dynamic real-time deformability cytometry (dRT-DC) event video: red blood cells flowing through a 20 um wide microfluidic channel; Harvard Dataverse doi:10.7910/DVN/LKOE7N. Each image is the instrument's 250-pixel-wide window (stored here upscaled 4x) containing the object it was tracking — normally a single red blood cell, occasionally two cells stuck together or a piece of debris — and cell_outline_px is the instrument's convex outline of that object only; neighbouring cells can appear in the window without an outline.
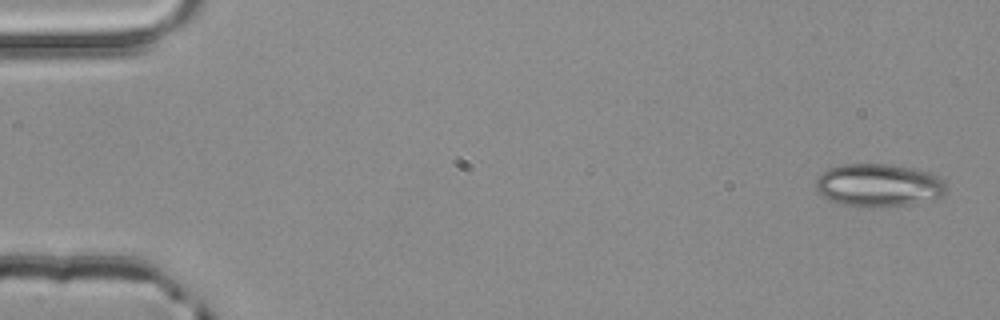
{"species": "common noctule bat (a hibernating species)", "species_latin": "Nyctalus noctula", "temperature_condition": "room temperature", "stored_images_in_passage": 5, "camera_frame_rate_fps": 3000, "um_per_image_px": 0.085, "animal": {"sex": "male", "body_mass_g": 20.4}, "frame": {"image": 1, "passage_image": 1, "time_ms": 0.0, "image_size_px": [1000, 320], "cell_outline_px": [[948, 188], [944, 196], [908, 204], [872, 208], [844, 204], [828, 200], [816, 192], [816, 180], [828, 168], [840, 164], [888, 164], [912, 168], [928, 172], [940, 176], [944, 180]], "centroid_in_image_um": [74.69, 15.74], "position_along_channel_um": 10.3, "area_um2": 32.83}}
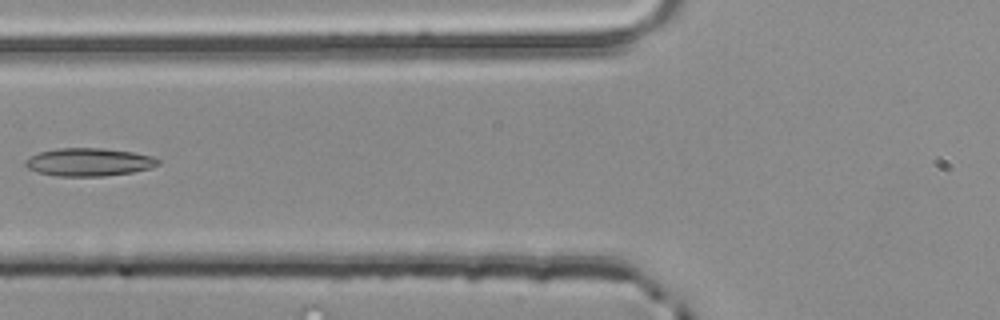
{"frame": {"image": 2, "passage_image": 5, "time_ms": 1.333, "image_size_px": [1000, 320], "cell_outline_px": [[160, 164], [152, 168], [132, 172], [104, 176], [60, 176], [36, 172], [28, 168], [24, 164], [24, 160], [40, 152], [56, 148], [104, 148], [132, 152], [152, 156], [160, 160]], "centroid_in_image_um": [7.57, 13.77], "position_along_channel_um": 118.2, "area_um2": 21.68}}